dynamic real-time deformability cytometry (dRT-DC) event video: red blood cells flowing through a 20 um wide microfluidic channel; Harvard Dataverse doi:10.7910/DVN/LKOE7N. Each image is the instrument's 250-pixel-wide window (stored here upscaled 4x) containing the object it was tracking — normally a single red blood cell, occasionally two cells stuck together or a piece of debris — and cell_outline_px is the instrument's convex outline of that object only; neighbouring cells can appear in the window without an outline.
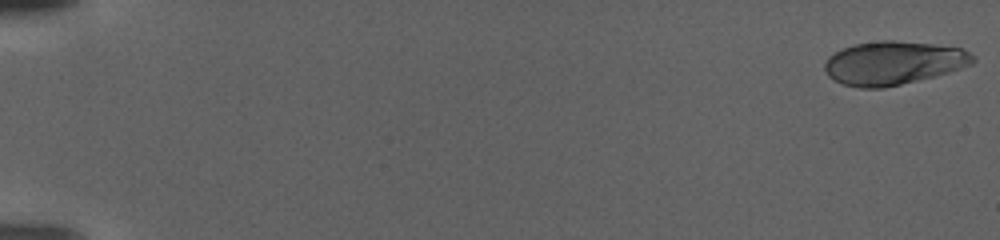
{"species": "human", "species_latin": "Homo sapiens", "temperature_condition": "warm", "stored_images_in_passage": 71, "camera_frame_rate_fps": 3000, "um_per_image_px": 0.085, "donor": {"sex": "female"}, "frame": {"image": 1, "passage_image": 1, "time_ms": 0.0, "image_size_px": [1000, 240], "cell_outline_px": [[976, 60], [972, 64], [948, 72], [884, 88], [860, 88], [844, 84], [828, 76], [824, 68], [824, 64], [828, 56], [844, 48], [856, 44], [880, 40], [892, 40], [932, 44], [960, 48], [976, 56]], "centroid_in_image_um": [75.93, 5.34], "position_along_channel_um": 9.1, "area_um2": 37.17}}
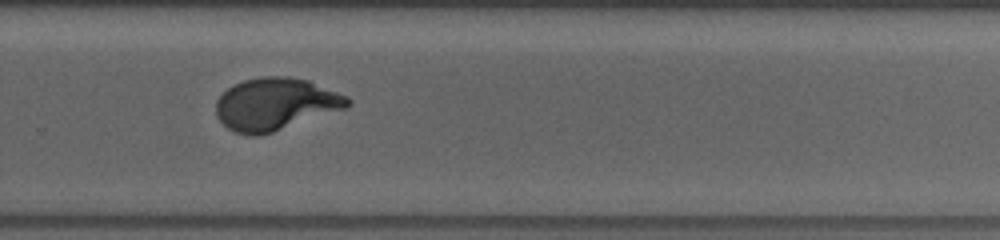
{"frame": {"image": 2, "passage_image": 43, "time_ms": 14.0, "image_size_px": [1000, 240], "cell_outline_px": [[352, 104], [348, 108], [260, 136], [248, 136], [236, 132], [228, 128], [216, 116], [216, 100], [228, 88], [244, 80], [264, 76], [288, 76], [308, 80], [348, 96], [352, 100]], "centroid_in_image_um": [23.45, 8.85], "position_along_channel_um": 306.3, "area_um2": 40.29}}
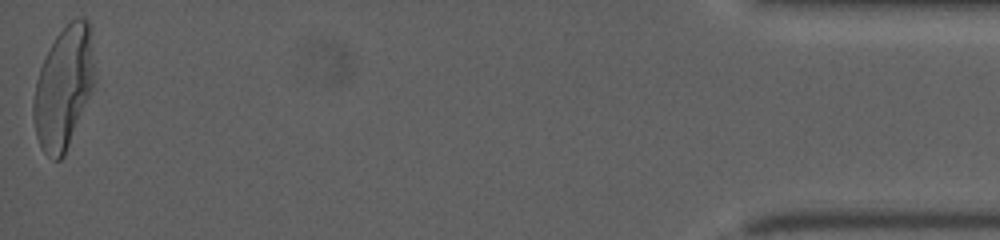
{"frame": {"image": 3, "passage_image": 71, "time_ms": 23.333, "image_size_px": [1000, 240], "cell_outline_px": [[96, 80], [64, 156], [60, 160], [52, 160], [40, 148], [36, 136], [32, 116], [32, 104], [36, 80], [40, 68], [56, 36], [76, 16], [80, 16], [88, 20]], "centroid_in_image_um": [5.39, 7.48], "position_along_channel_um": 429.8, "area_um2": 43.23}}